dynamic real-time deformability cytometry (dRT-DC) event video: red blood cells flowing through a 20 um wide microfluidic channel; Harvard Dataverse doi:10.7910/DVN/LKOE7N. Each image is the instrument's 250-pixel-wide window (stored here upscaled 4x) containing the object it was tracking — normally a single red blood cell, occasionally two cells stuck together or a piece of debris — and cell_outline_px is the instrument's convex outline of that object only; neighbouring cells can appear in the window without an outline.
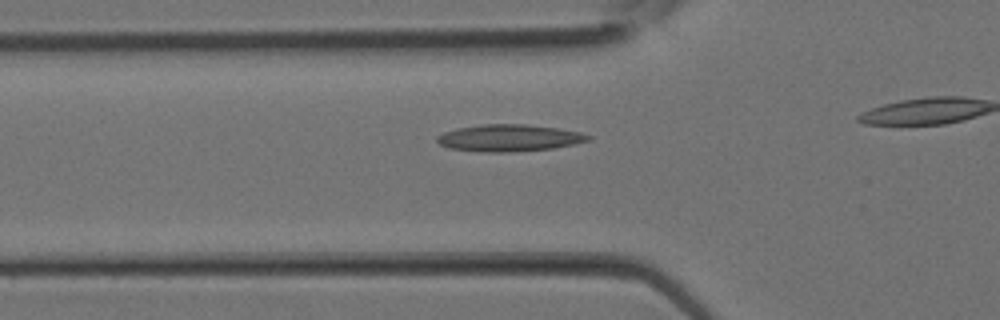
{"species": "Egyptian fruit bat (a non-hibernating species)", "species_latin": "Rousettus aegyptiacus", "temperature_condition": "room temperature", "stored_images_in_passage": 11, "camera_frame_rate_fps": 3000, "um_per_image_px": 0.085, "animal": {"sex": "female"}, "frame": {"image": 1, "passage_image": 8, "time_ms": 2.333, "image_size_px": [1000, 320], "cell_outline_px": [[592, 136], [588, 140], [572, 144], [552, 148], [504, 152], [480, 152], [448, 148], [440, 144], [436, 140], [436, 136], [444, 132], [456, 128], [484, 124], [524, 124], [556, 128], [580, 132]], "centroid_in_image_um": [43.21, 11.72], "position_along_channel_um": 82.6, "area_um2": 23.47}}
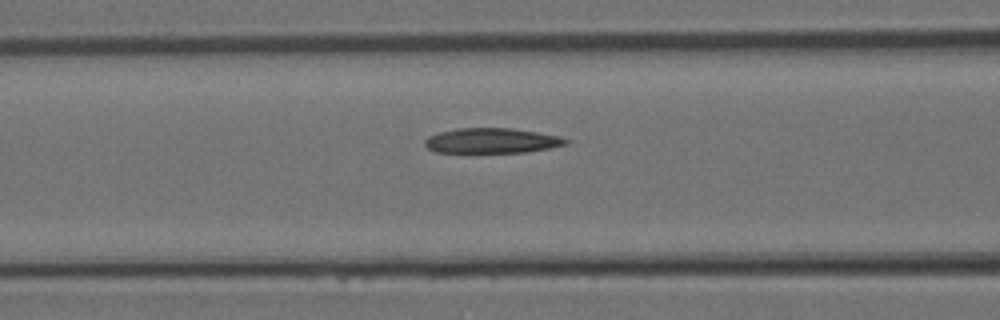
{"frame": {"image": 2, "passage_image": 10, "time_ms": 3.0, "image_size_px": [1000, 320], "cell_outline_px": [[568, 144], [548, 148], [524, 152], [436, 152], [428, 148], [424, 144], [424, 140], [428, 136], [440, 132], [456, 128], [512, 128], [560, 136], [568, 140]], "centroid_in_image_um": [41.78, 11.95], "position_along_channel_um": 124.8, "area_um2": 20.46}}